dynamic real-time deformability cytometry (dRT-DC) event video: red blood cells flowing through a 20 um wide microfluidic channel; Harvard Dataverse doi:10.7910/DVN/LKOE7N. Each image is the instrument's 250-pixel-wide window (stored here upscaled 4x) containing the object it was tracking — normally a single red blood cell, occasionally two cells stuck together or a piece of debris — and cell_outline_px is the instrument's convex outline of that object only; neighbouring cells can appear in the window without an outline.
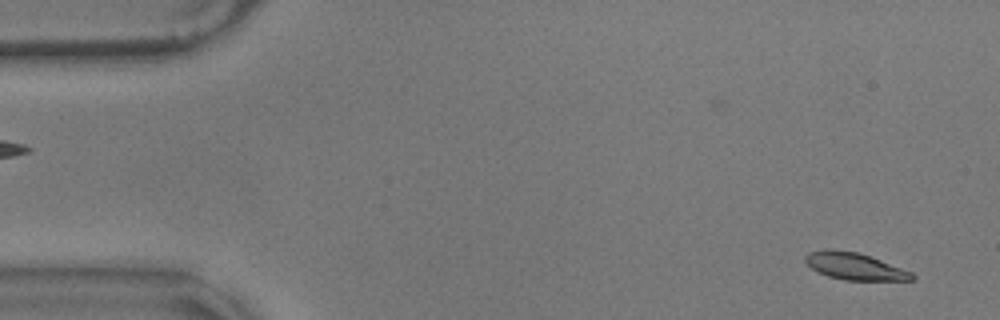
{"species": "common noctule bat (a hibernating species)", "species_latin": "Nyctalus noctula", "temperature_condition": "warm", "stored_images_in_passage": 11, "camera_frame_rate_fps": 3000, "um_per_image_px": 0.085, "animal": {"sex": "male", "body_mass_g": 17.9}, "frame": {"image": 1, "passage_image": 3, "time_ms": 0.667, "image_size_px": [1000, 320], "cell_outline_px": [[916, 280], [844, 280], [828, 276], [812, 268], [804, 260], [804, 256], [808, 252], [856, 252], [880, 260], [912, 272], [916, 276]], "centroid_in_image_um": [72.72, 22.69], "position_along_channel_um": 12.3, "area_um2": 15.95}}